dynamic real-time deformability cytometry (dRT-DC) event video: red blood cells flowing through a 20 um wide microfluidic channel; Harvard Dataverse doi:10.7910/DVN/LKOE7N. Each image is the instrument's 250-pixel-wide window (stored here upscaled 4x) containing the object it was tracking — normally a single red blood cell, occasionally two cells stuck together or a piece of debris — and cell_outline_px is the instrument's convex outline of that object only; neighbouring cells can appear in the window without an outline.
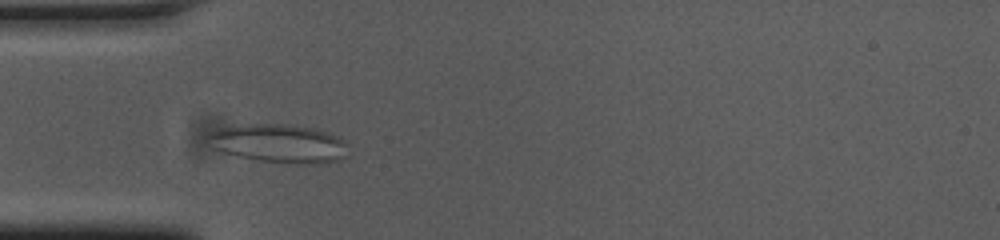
{"species": "common noctule bat (a hibernating species)", "species_latin": "Nyctalus noctula", "temperature_condition": "cold", "stored_images_in_passage": 50, "camera_frame_rate_fps": 3000, "um_per_image_px": 0.085, "animal": {"sex": "female", "body_mass_g": 23.0, "forearm_length_mm": 53.4}, "frame": {"image": 1, "passage_image": 11, "time_ms": 3.333, "image_size_px": [1000, 240], "cell_outline_px": [[344, 156], [340, 160], [316, 164], [304, 164], [260, 160], [240, 156], [224, 152], [212, 148], [208, 136], [208, 132], [220, 128], [248, 124], [284, 124], [312, 128], [336, 136], [344, 140]], "centroid_in_image_um": [23.67, 12.19], "position_along_channel_um": 61.3, "area_um2": 30.75}}
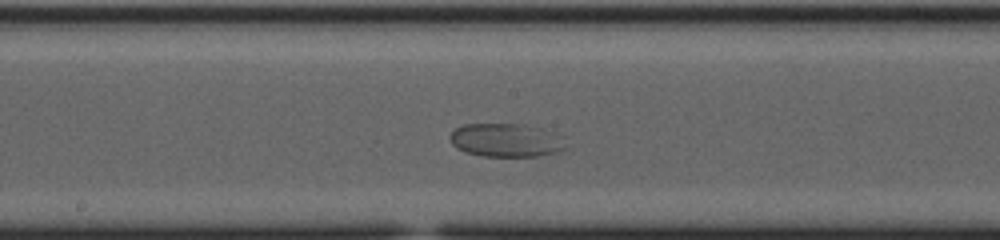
{"frame": {"image": 2, "passage_image": 23, "time_ms": 7.333, "image_size_px": [1000, 240], "cell_outline_px": [[572, 148], [556, 152], [536, 156], [484, 156], [468, 152], [456, 148], [452, 144], [448, 136], [456, 128], [464, 124], [524, 124], [540, 128], [564, 136]], "centroid_in_image_um": [43.11, 11.91], "position_along_channel_um": 205.1, "area_um2": 22.95}}
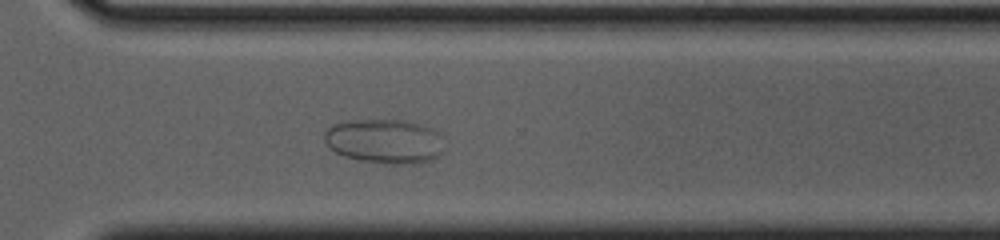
{"frame": {"image": 3, "passage_image": 34, "time_ms": 11.0, "image_size_px": [1000, 240], "cell_outline_px": [[444, 152], [440, 156], [428, 160], [412, 164], [392, 164], [364, 160], [344, 156], [328, 148], [324, 140], [324, 132], [332, 124], [348, 120], [408, 120], [432, 128], [436, 132], [444, 148]], "centroid_in_image_um": [32.67, 11.99], "position_along_channel_um": 337.9, "area_um2": 31.04}}